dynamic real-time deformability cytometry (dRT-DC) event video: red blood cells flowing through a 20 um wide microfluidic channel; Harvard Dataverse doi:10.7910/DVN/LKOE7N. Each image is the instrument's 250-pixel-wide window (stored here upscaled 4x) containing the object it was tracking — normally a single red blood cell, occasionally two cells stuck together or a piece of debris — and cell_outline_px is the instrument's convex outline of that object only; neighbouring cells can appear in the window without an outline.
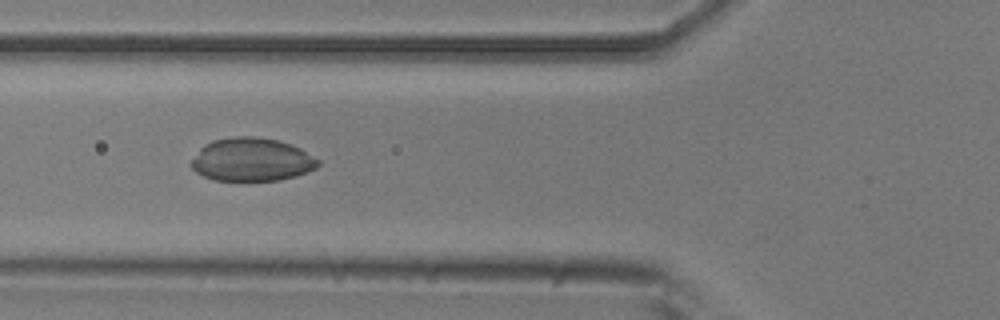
{"species": "common noctule bat (a hibernating species)", "species_latin": "Nyctalus noctula", "temperature_condition": "room temperature", "stored_images_in_passage": 6, "camera_frame_rate_fps": 3000, "um_per_image_px": 0.085, "animal": {"sex": "male", "body_mass_g": 20.5, "forearm_length_mm": 52.5}, "frame": {"image": 1, "passage_image": 6, "time_ms": 5.333, "image_size_px": [1000, 320], "cell_outline_px": [[320, 164], [316, 168], [296, 176], [280, 180], [212, 180], [196, 172], [192, 168], [192, 160], [200, 148], [204, 144], [212, 140], [236, 136], [252, 136], [276, 140], [300, 148], [320, 160]], "centroid_in_image_um": [21.4, 13.57], "position_along_channel_um": 104.4, "area_um2": 31.79}}